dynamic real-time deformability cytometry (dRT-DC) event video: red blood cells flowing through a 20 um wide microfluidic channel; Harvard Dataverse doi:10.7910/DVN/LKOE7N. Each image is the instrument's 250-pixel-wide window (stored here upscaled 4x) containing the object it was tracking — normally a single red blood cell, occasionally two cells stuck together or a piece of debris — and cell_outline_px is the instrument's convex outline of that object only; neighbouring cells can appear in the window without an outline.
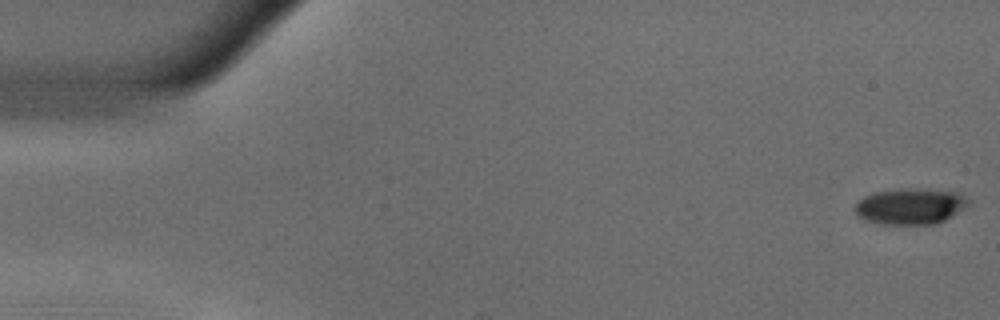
{"species": "common noctule bat (a hibernating species)", "species_latin": "Nyctalus noctula", "temperature_condition": "warm", "stored_images_in_passage": 9, "camera_frame_rate_fps": 3000, "um_per_image_px": 0.085, "animal": {"sex": "male", "body_mass_g": 18.8}, "frame": {"image": 1, "passage_image": 1, "time_ms": 0.0, "image_size_px": [1000, 320], "cell_outline_px": [[972, 200], [964, 208], [952, 216], [936, 224], [880, 224], [864, 220], [856, 216], [856, 204], [864, 196], [876, 192], [900, 188], [916, 188], [956, 192]], "centroid_in_image_um": [77.38, 17.53], "position_along_channel_um": 7.6, "area_um2": 23.87}}